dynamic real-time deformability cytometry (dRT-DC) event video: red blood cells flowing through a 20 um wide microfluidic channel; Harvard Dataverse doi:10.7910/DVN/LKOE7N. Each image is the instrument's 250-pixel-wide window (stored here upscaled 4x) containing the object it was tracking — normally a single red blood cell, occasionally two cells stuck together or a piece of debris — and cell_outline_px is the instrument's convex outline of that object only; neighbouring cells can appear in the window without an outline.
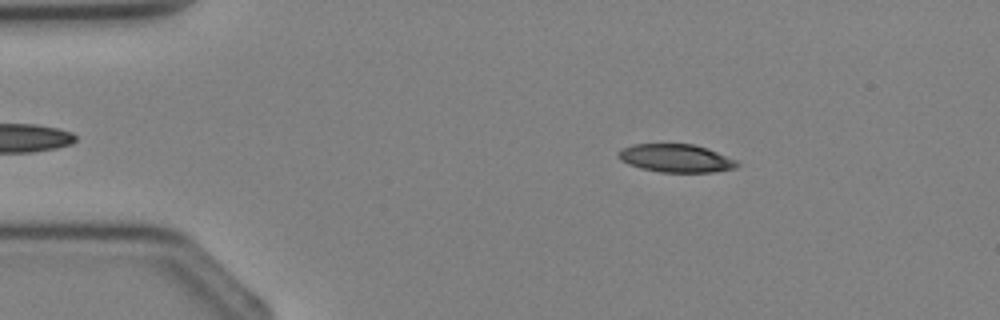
{"species": "Egyptian fruit bat (a non-hibernating species)", "species_latin": "Rousettus aegyptiacus", "temperature_condition": "cold", "stored_images_in_passage": 2, "camera_frame_rate_fps": 3000, "um_per_image_px": 0.085, "animal": {"sex": "female"}, "frame": {"image": 1, "passage_image": 1, "time_ms": 0.0, "image_size_px": [1000, 320], "cell_outline_px": [[740, 164], [736, 168], [712, 172], [660, 172], [640, 168], [628, 164], [620, 160], [620, 152], [624, 148], [632, 144], [692, 144], [708, 148], [736, 160]], "centroid_in_image_um": [57.49, 13.45], "position_along_channel_um": 27.5, "area_um2": 19.31}}